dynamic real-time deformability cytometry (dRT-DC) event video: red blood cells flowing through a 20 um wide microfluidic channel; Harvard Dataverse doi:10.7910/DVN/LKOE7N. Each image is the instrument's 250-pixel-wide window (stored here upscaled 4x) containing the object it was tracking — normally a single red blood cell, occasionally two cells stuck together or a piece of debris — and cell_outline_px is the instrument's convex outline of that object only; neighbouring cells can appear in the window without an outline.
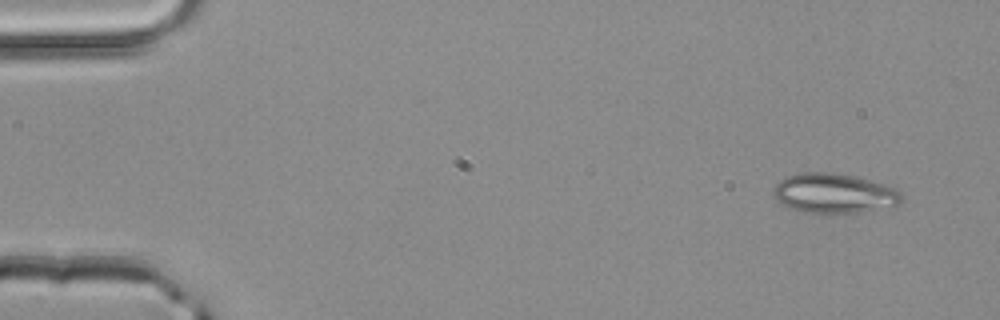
{"species": "common noctule bat (a hibernating species)", "species_latin": "Nyctalus noctula", "temperature_condition": "room temperature", "stored_images_in_passage": 4, "camera_frame_rate_fps": 3000, "um_per_image_px": 0.085, "animal": {"sex": "male", "body_mass_g": 20.4}, "frame": {"image": 1, "passage_image": 4, "time_ms": 1.0, "image_size_px": [1000, 320], "cell_outline_px": [[904, 200], [896, 204], [856, 212], [820, 216], [788, 208], [772, 196], [772, 188], [780, 180], [788, 176], [800, 172], [832, 172], [852, 176], [888, 184], [896, 188], [904, 196]], "centroid_in_image_um": [70.84, 16.45], "position_along_channel_um": 14.2, "area_um2": 30.23}}